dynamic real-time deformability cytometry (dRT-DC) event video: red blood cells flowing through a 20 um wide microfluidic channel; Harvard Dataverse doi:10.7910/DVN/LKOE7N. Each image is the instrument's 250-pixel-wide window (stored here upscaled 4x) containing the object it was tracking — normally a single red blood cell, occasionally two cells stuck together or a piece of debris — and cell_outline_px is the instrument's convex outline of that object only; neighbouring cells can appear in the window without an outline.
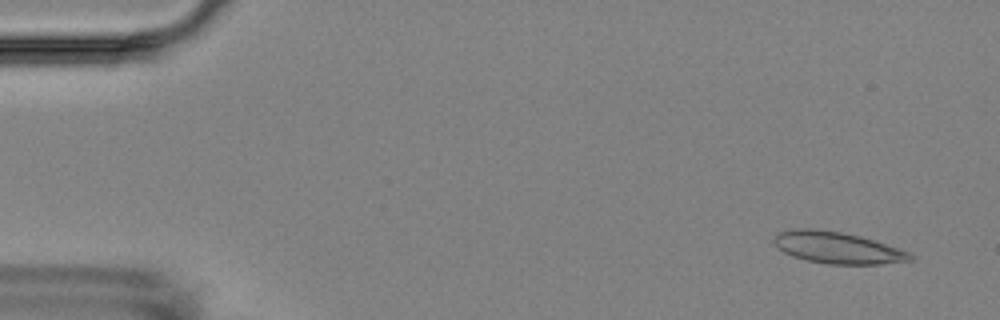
{"species": "Egyptian fruit bat (a non-hibernating species)", "species_latin": "Rousettus aegyptiacus", "temperature_condition": "room temperature", "stored_images_in_passage": 5, "camera_frame_rate_fps": 3000, "um_per_image_px": 0.085, "animal": {"sex": "female"}, "frame": {"image": 1, "passage_image": 1, "time_ms": 0.0, "image_size_px": [1000, 320], "cell_outline_px": [[916, 260], [880, 264], [828, 264], [808, 260], [792, 256], [776, 248], [772, 240], [776, 232], [796, 228], [812, 228], [840, 232], [860, 236], [908, 252]], "centroid_in_image_um": [71.1, 21.05], "position_along_channel_um": 13.9, "area_um2": 25.03}}